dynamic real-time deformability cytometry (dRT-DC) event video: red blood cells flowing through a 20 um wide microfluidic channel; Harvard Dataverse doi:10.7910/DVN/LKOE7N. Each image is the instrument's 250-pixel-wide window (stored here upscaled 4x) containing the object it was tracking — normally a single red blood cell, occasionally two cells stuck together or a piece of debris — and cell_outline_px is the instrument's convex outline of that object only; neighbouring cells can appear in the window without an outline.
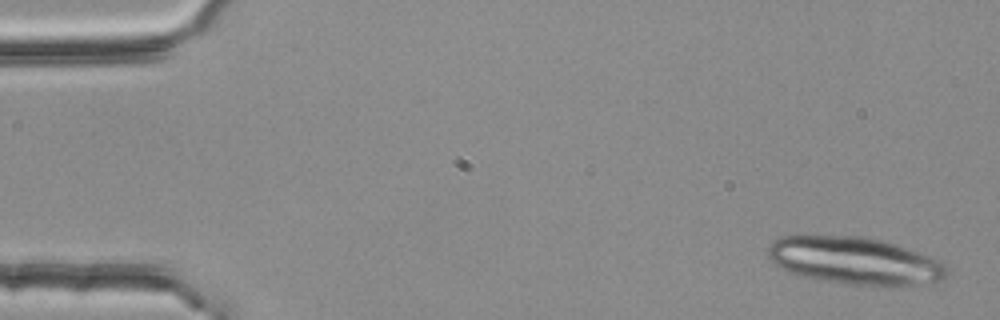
{"species": "common noctule bat (a hibernating species)", "species_latin": "Nyctalus noctula", "temperature_condition": "room temperature", "stored_images_in_passage": 4, "camera_frame_rate_fps": 3000, "um_per_image_px": 0.085, "animal": {"sex": "female", "body_mass_g": 25.1}, "frame": {"image": 1, "passage_image": 1, "time_ms": 0.0, "image_size_px": [1000, 320], "cell_outline_px": [[944, 276], [940, 280], [920, 284], [892, 288], [888, 288], [848, 284], [824, 280], [788, 272], [772, 264], [768, 260], [768, 248], [780, 236], [868, 236], [896, 244], [920, 252], [944, 264]], "centroid_in_image_um": [72.63, 22.18], "position_along_channel_um": 12.4, "area_um2": 49.53}}